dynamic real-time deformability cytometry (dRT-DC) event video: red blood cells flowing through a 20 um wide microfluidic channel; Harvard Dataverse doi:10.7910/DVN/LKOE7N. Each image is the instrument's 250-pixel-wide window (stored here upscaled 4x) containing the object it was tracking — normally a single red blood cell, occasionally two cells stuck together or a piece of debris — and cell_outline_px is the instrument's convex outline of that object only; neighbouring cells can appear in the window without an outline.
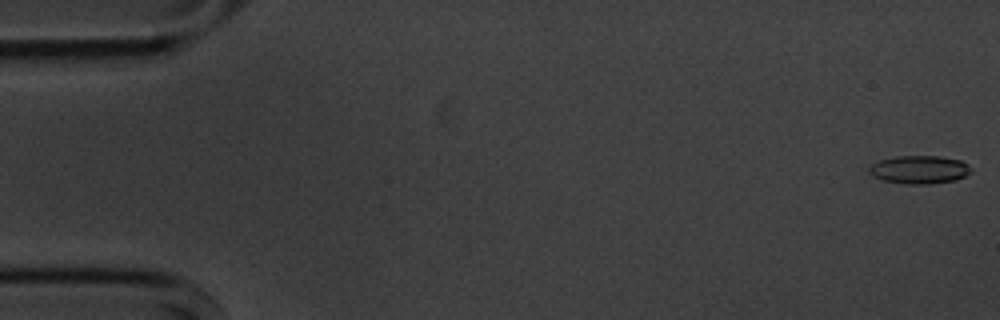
{"species": "common noctule bat (a hibernating species)", "species_latin": "Nyctalus noctula", "temperature_condition": "cold", "stored_images_in_passage": 55, "camera_frame_rate_fps": 3000, "um_per_image_px": 0.085, "animal": {"sex": "male", "body_mass_g": 20.1, "forearm_length_mm": 53.5}, "frame": {"image": 1, "passage_image": 1, "time_ms": 0.0, "image_size_px": [1000, 320], "cell_outline_px": [[972, 172], [956, 180], [928, 184], [908, 184], [884, 180], [872, 176], [868, 172], [868, 168], [872, 164], [880, 160], [896, 156], [940, 156], [960, 160], [968, 164], [972, 168]], "centroid_in_image_um": [78.16, 14.41], "position_along_channel_um": 6.8, "area_um2": 16.76}}
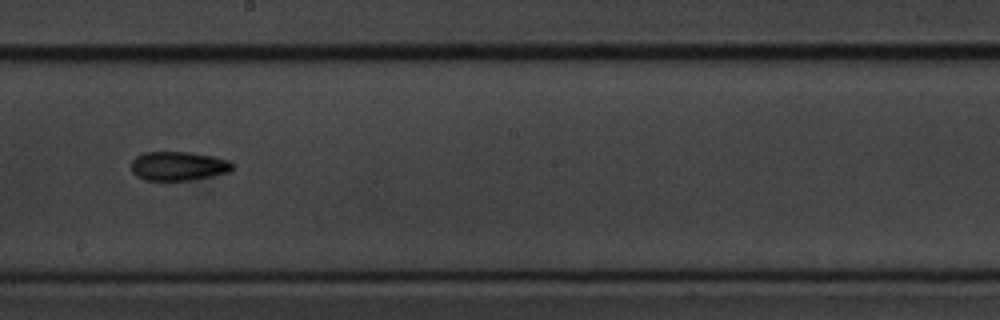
{"frame": {"image": 2, "passage_image": 31, "time_ms": 10.0, "image_size_px": [1000, 320], "cell_outline_px": [[232, 168], [228, 172], [212, 176], [188, 180], [144, 180], [136, 176], [132, 172], [132, 160], [136, 156], [144, 152], [188, 152], [212, 156], [228, 160], [232, 164]], "centroid_in_image_um": [15.12, 14.11], "position_along_channel_um": 233.1, "area_um2": 16.99}}
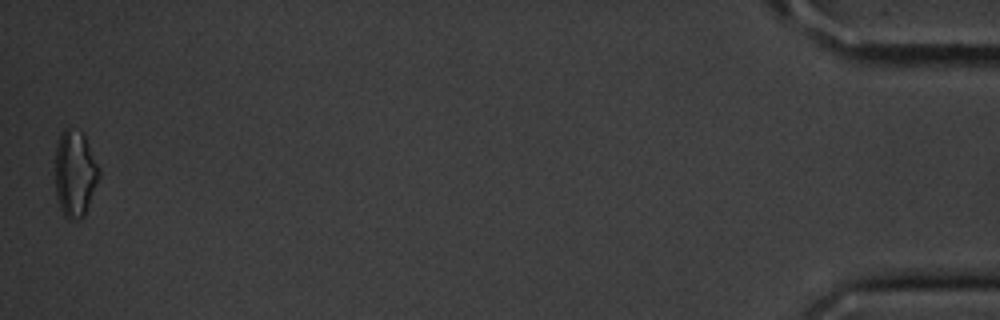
{"frame": {"image": 3, "passage_image": 55, "time_ms": 18.0, "image_size_px": [1000, 320], "cell_outline_px": [[100, 176], [84, 216], [80, 220], [68, 220], [64, 216], [60, 208], [56, 196], [56, 148], [60, 132], [64, 128], [68, 128], [80, 132], [84, 136], [100, 168]], "centroid_in_image_um": [6.37, 14.79], "position_along_channel_um": 428.8, "area_um2": 22.08}, "authors_computed_cell_mechanics": {"area_um2": 16.7042, "velocity_mm_per_s": 3.6077, "shape_relaxation_time_tau1_ms": 6.0531, "shape_relaxation_time_tau2_ms": 2.6656, "deformation_change_tau1": 0.135, "deformation_change_tau2": 0.0963}}